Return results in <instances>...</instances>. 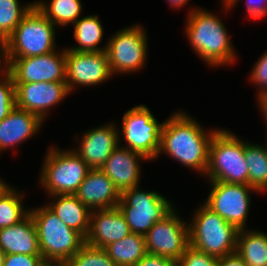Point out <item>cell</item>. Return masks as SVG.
Here are the masks:
<instances>
[{"instance_id": "obj_1", "label": "cell", "mask_w": 267, "mask_h": 266, "mask_svg": "<svg viewBox=\"0 0 267 266\" xmlns=\"http://www.w3.org/2000/svg\"><path fill=\"white\" fill-rule=\"evenodd\" d=\"M196 120L187 111L178 109L172 112L164 121L155 159L166 154L188 169L195 170L199 176L205 175L209 162V146L213 135L220 128H209L208 131Z\"/></svg>"}, {"instance_id": "obj_2", "label": "cell", "mask_w": 267, "mask_h": 266, "mask_svg": "<svg viewBox=\"0 0 267 266\" xmlns=\"http://www.w3.org/2000/svg\"><path fill=\"white\" fill-rule=\"evenodd\" d=\"M185 35L193 52L208 67H224L237 60L230 34L219 16L202 7H191L186 15ZM218 66V67H217Z\"/></svg>"}, {"instance_id": "obj_3", "label": "cell", "mask_w": 267, "mask_h": 266, "mask_svg": "<svg viewBox=\"0 0 267 266\" xmlns=\"http://www.w3.org/2000/svg\"><path fill=\"white\" fill-rule=\"evenodd\" d=\"M29 209L44 261L67 262L85 244V238L68 227L46 204Z\"/></svg>"}, {"instance_id": "obj_4", "label": "cell", "mask_w": 267, "mask_h": 266, "mask_svg": "<svg viewBox=\"0 0 267 266\" xmlns=\"http://www.w3.org/2000/svg\"><path fill=\"white\" fill-rule=\"evenodd\" d=\"M189 220V245L216 258L236 252L239 230L200 204Z\"/></svg>"}, {"instance_id": "obj_5", "label": "cell", "mask_w": 267, "mask_h": 266, "mask_svg": "<svg viewBox=\"0 0 267 266\" xmlns=\"http://www.w3.org/2000/svg\"><path fill=\"white\" fill-rule=\"evenodd\" d=\"M245 140L220 128L209 146V162L204 177L208 181L248 184V166L244 157Z\"/></svg>"}, {"instance_id": "obj_6", "label": "cell", "mask_w": 267, "mask_h": 266, "mask_svg": "<svg viewBox=\"0 0 267 266\" xmlns=\"http://www.w3.org/2000/svg\"><path fill=\"white\" fill-rule=\"evenodd\" d=\"M89 170L71 148L51 146L43 158L39 183L48 196L75 194Z\"/></svg>"}, {"instance_id": "obj_7", "label": "cell", "mask_w": 267, "mask_h": 266, "mask_svg": "<svg viewBox=\"0 0 267 266\" xmlns=\"http://www.w3.org/2000/svg\"><path fill=\"white\" fill-rule=\"evenodd\" d=\"M55 29L34 5L7 38L8 58L40 56L59 49Z\"/></svg>"}, {"instance_id": "obj_8", "label": "cell", "mask_w": 267, "mask_h": 266, "mask_svg": "<svg viewBox=\"0 0 267 266\" xmlns=\"http://www.w3.org/2000/svg\"><path fill=\"white\" fill-rule=\"evenodd\" d=\"M174 207V204L158 191L141 190L140 186L124 190L117 205L130 232L141 235H145Z\"/></svg>"}, {"instance_id": "obj_9", "label": "cell", "mask_w": 267, "mask_h": 266, "mask_svg": "<svg viewBox=\"0 0 267 266\" xmlns=\"http://www.w3.org/2000/svg\"><path fill=\"white\" fill-rule=\"evenodd\" d=\"M107 39L106 54L112 74L142 70L148 58V36L141 24L123 27ZM144 66V67H143Z\"/></svg>"}, {"instance_id": "obj_10", "label": "cell", "mask_w": 267, "mask_h": 266, "mask_svg": "<svg viewBox=\"0 0 267 266\" xmlns=\"http://www.w3.org/2000/svg\"><path fill=\"white\" fill-rule=\"evenodd\" d=\"M163 124L164 121H158L145 104L133 106L123 114L122 126L118 127L120 146L154 161L160 147ZM121 140L126 144L122 145Z\"/></svg>"}, {"instance_id": "obj_11", "label": "cell", "mask_w": 267, "mask_h": 266, "mask_svg": "<svg viewBox=\"0 0 267 266\" xmlns=\"http://www.w3.org/2000/svg\"><path fill=\"white\" fill-rule=\"evenodd\" d=\"M210 192L203 203L238 230L247 229L252 192L259 193L248 184H230L209 181Z\"/></svg>"}, {"instance_id": "obj_12", "label": "cell", "mask_w": 267, "mask_h": 266, "mask_svg": "<svg viewBox=\"0 0 267 266\" xmlns=\"http://www.w3.org/2000/svg\"><path fill=\"white\" fill-rule=\"evenodd\" d=\"M174 207L144 235L148 254L178 261L189 246V226Z\"/></svg>"}, {"instance_id": "obj_13", "label": "cell", "mask_w": 267, "mask_h": 266, "mask_svg": "<svg viewBox=\"0 0 267 266\" xmlns=\"http://www.w3.org/2000/svg\"><path fill=\"white\" fill-rule=\"evenodd\" d=\"M8 62L14 84L66 82V46L40 56L8 58Z\"/></svg>"}, {"instance_id": "obj_14", "label": "cell", "mask_w": 267, "mask_h": 266, "mask_svg": "<svg viewBox=\"0 0 267 266\" xmlns=\"http://www.w3.org/2000/svg\"><path fill=\"white\" fill-rule=\"evenodd\" d=\"M113 77L107 54L66 50V84L72 94L76 87H94Z\"/></svg>"}, {"instance_id": "obj_15", "label": "cell", "mask_w": 267, "mask_h": 266, "mask_svg": "<svg viewBox=\"0 0 267 266\" xmlns=\"http://www.w3.org/2000/svg\"><path fill=\"white\" fill-rule=\"evenodd\" d=\"M66 82L15 84L16 107L37 115L43 122L49 111L70 95Z\"/></svg>"}, {"instance_id": "obj_16", "label": "cell", "mask_w": 267, "mask_h": 266, "mask_svg": "<svg viewBox=\"0 0 267 266\" xmlns=\"http://www.w3.org/2000/svg\"><path fill=\"white\" fill-rule=\"evenodd\" d=\"M119 125L114 122L105 123L89 129L77 141L74 150L90 169H100L112 152L120 145Z\"/></svg>"}, {"instance_id": "obj_17", "label": "cell", "mask_w": 267, "mask_h": 266, "mask_svg": "<svg viewBox=\"0 0 267 266\" xmlns=\"http://www.w3.org/2000/svg\"><path fill=\"white\" fill-rule=\"evenodd\" d=\"M141 161H149L142 154L129 148L118 146L100 168L122 193L124 190L140 186Z\"/></svg>"}, {"instance_id": "obj_18", "label": "cell", "mask_w": 267, "mask_h": 266, "mask_svg": "<svg viewBox=\"0 0 267 266\" xmlns=\"http://www.w3.org/2000/svg\"><path fill=\"white\" fill-rule=\"evenodd\" d=\"M130 229L117 207L92 210L90 230L85 238L89 246L102 248L130 235Z\"/></svg>"}, {"instance_id": "obj_19", "label": "cell", "mask_w": 267, "mask_h": 266, "mask_svg": "<svg viewBox=\"0 0 267 266\" xmlns=\"http://www.w3.org/2000/svg\"><path fill=\"white\" fill-rule=\"evenodd\" d=\"M91 211L117 207L121 193L101 169H90L74 194Z\"/></svg>"}, {"instance_id": "obj_20", "label": "cell", "mask_w": 267, "mask_h": 266, "mask_svg": "<svg viewBox=\"0 0 267 266\" xmlns=\"http://www.w3.org/2000/svg\"><path fill=\"white\" fill-rule=\"evenodd\" d=\"M44 122L35 114L15 108L0 121V153L16 148L35 136Z\"/></svg>"}, {"instance_id": "obj_21", "label": "cell", "mask_w": 267, "mask_h": 266, "mask_svg": "<svg viewBox=\"0 0 267 266\" xmlns=\"http://www.w3.org/2000/svg\"><path fill=\"white\" fill-rule=\"evenodd\" d=\"M0 249L5 254L41 255L37 230L30 213L20 222L0 229Z\"/></svg>"}, {"instance_id": "obj_22", "label": "cell", "mask_w": 267, "mask_h": 266, "mask_svg": "<svg viewBox=\"0 0 267 266\" xmlns=\"http://www.w3.org/2000/svg\"><path fill=\"white\" fill-rule=\"evenodd\" d=\"M52 202L46 205L70 228L76 230L84 238L90 230L91 210L80 202L74 194L49 196Z\"/></svg>"}, {"instance_id": "obj_23", "label": "cell", "mask_w": 267, "mask_h": 266, "mask_svg": "<svg viewBox=\"0 0 267 266\" xmlns=\"http://www.w3.org/2000/svg\"><path fill=\"white\" fill-rule=\"evenodd\" d=\"M73 26V37L78 45L68 46L66 50L78 52L106 51L108 41L103 47L100 45L104 36V27L98 14L80 17Z\"/></svg>"}, {"instance_id": "obj_24", "label": "cell", "mask_w": 267, "mask_h": 266, "mask_svg": "<svg viewBox=\"0 0 267 266\" xmlns=\"http://www.w3.org/2000/svg\"><path fill=\"white\" fill-rule=\"evenodd\" d=\"M236 252L247 266H267V233L250 228L239 230Z\"/></svg>"}, {"instance_id": "obj_25", "label": "cell", "mask_w": 267, "mask_h": 266, "mask_svg": "<svg viewBox=\"0 0 267 266\" xmlns=\"http://www.w3.org/2000/svg\"><path fill=\"white\" fill-rule=\"evenodd\" d=\"M104 250L117 266H135L147 254L145 236L131 233Z\"/></svg>"}, {"instance_id": "obj_26", "label": "cell", "mask_w": 267, "mask_h": 266, "mask_svg": "<svg viewBox=\"0 0 267 266\" xmlns=\"http://www.w3.org/2000/svg\"><path fill=\"white\" fill-rule=\"evenodd\" d=\"M36 8L56 27L73 25L83 12L81 0H35Z\"/></svg>"}, {"instance_id": "obj_27", "label": "cell", "mask_w": 267, "mask_h": 266, "mask_svg": "<svg viewBox=\"0 0 267 266\" xmlns=\"http://www.w3.org/2000/svg\"><path fill=\"white\" fill-rule=\"evenodd\" d=\"M244 157L248 166V185L259 193L267 190V146L245 141Z\"/></svg>"}, {"instance_id": "obj_28", "label": "cell", "mask_w": 267, "mask_h": 266, "mask_svg": "<svg viewBox=\"0 0 267 266\" xmlns=\"http://www.w3.org/2000/svg\"><path fill=\"white\" fill-rule=\"evenodd\" d=\"M25 195L8 184L0 193V229L10 227L23 220L30 212L25 208Z\"/></svg>"}, {"instance_id": "obj_29", "label": "cell", "mask_w": 267, "mask_h": 266, "mask_svg": "<svg viewBox=\"0 0 267 266\" xmlns=\"http://www.w3.org/2000/svg\"><path fill=\"white\" fill-rule=\"evenodd\" d=\"M33 6V0L22 5L19 0H0V33L8 38Z\"/></svg>"}, {"instance_id": "obj_30", "label": "cell", "mask_w": 267, "mask_h": 266, "mask_svg": "<svg viewBox=\"0 0 267 266\" xmlns=\"http://www.w3.org/2000/svg\"><path fill=\"white\" fill-rule=\"evenodd\" d=\"M68 266H117L102 248L84 244L80 250L67 261Z\"/></svg>"}, {"instance_id": "obj_31", "label": "cell", "mask_w": 267, "mask_h": 266, "mask_svg": "<svg viewBox=\"0 0 267 266\" xmlns=\"http://www.w3.org/2000/svg\"><path fill=\"white\" fill-rule=\"evenodd\" d=\"M16 108L15 84L12 75L6 70L0 72V121Z\"/></svg>"}, {"instance_id": "obj_32", "label": "cell", "mask_w": 267, "mask_h": 266, "mask_svg": "<svg viewBox=\"0 0 267 266\" xmlns=\"http://www.w3.org/2000/svg\"><path fill=\"white\" fill-rule=\"evenodd\" d=\"M239 1L241 0H221L225 14L231 12ZM245 7L246 13L252 20L263 19L267 15V0H246Z\"/></svg>"}, {"instance_id": "obj_33", "label": "cell", "mask_w": 267, "mask_h": 266, "mask_svg": "<svg viewBox=\"0 0 267 266\" xmlns=\"http://www.w3.org/2000/svg\"><path fill=\"white\" fill-rule=\"evenodd\" d=\"M218 258L188 246L177 261V266H217Z\"/></svg>"}, {"instance_id": "obj_34", "label": "cell", "mask_w": 267, "mask_h": 266, "mask_svg": "<svg viewBox=\"0 0 267 266\" xmlns=\"http://www.w3.org/2000/svg\"><path fill=\"white\" fill-rule=\"evenodd\" d=\"M249 76V82L258 89L257 96L267 92V51L256 61Z\"/></svg>"}, {"instance_id": "obj_35", "label": "cell", "mask_w": 267, "mask_h": 266, "mask_svg": "<svg viewBox=\"0 0 267 266\" xmlns=\"http://www.w3.org/2000/svg\"><path fill=\"white\" fill-rule=\"evenodd\" d=\"M43 261L41 255L5 254L2 266H40Z\"/></svg>"}, {"instance_id": "obj_36", "label": "cell", "mask_w": 267, "mask_h": 266, "mask_svg": "<svg viewBox=\"0 0 267 266\" xmlns=\"http://www.w3.org/2000/svg\"><path fill=\"white\" fill-rule=\"evenodd\" d=\"M135 266H177V262L167 257L147 253Z\"/></svg>"}, {"instance_id": "obj_37", "label": "cell", "mask_w": 267, "mask_h": 266, "mask_svg": "<svg viewBox=\"0 0 267 266\" xmlns=\"http://www.w3.org/2000/svg\"><path fill=\"white\" fill-rule=\"evenodd\" d=\"M217 266H247L242 257L237 253H231L224 257L218 258Z\"/></svg>"}, {"instance_id": "obj_38", "label": "cell", "mask_w": 267, "mask_h": 266, "mask_svg": "<svg viewBox=\"0 0 267 266\" xmlns=\"http://www.w3.org/2000/svg\"><path fill=\"white\" fill-rule=\"evenodd\" d=\"M7 38L0 33V72L8 69Z\"/></svg>"}, {"instance_id": "obj_39", "label": "cell", "mask_w": 267, "mask_h": 266, "mask_svg": "<svg viewBox=\"0 0 267 266\" xmlns=\"http://www.w3.org/2000/svg\"><path fill=\"white\" fill-rule=\"evenodd\" d=\"M256 98V102L258 103L257 106L259 107L262 117L264 118V122L267 126V92L256 96Z\"/></svg>"}, {"instance_id": "obj_40", "label": "cell", "mask_w": 267, "mask_h": 266, "mask_svg": "<svg viewBox=\"0 0 267 266\" xmlns=\"http://www.w3.org/2000/svg\"><path fill=\"white\" fill-rule=\"evenodd\" d=\"M167 1L168 5L174 10H179L182 7H185V5L188 4L191 0H165Z\"/></svg>"}, {"instance_id": "obj_41", "label": "cell", "mask_w": 267, "mask_h": 266, "mask_svg": "<svg viewBox=\"0 0 267 266\" xmlns=\"http://www.w3.org/2000/svg\"><path fill=\"white\" fill-rule=\"evenodd\" d=\"M40 266H68L67 262L62 261H43Z\"/></svg>"}, {"instance_id": "obj_42", "label": "cell", "mask_w": 267, "mask_h": 266, "mask_svg": "<svg viewBox=\"0 0 267 266\" xmlns=\"http://www.w3.org/2000/svg\"><path fill=\"white\" fill-rule=\"evenodd\" d=\"M8 184H9L8 182H6L4 179L0 178V193Z\"/></svg>"}, {"instance_id": "obj_43", "label": "cell", "mask_w": 267, "mask_h": 266, "mask_svg": "<svg viewBox=\"0 0 267 266\" xmlns=\"http://www.w3.org/2000/svg\"><path fill=\"white\" fill-rule=\"evenodd\" d=\"M4 256H5V253L0 249V266H2Z\"/></svg>"}]
</instances>
